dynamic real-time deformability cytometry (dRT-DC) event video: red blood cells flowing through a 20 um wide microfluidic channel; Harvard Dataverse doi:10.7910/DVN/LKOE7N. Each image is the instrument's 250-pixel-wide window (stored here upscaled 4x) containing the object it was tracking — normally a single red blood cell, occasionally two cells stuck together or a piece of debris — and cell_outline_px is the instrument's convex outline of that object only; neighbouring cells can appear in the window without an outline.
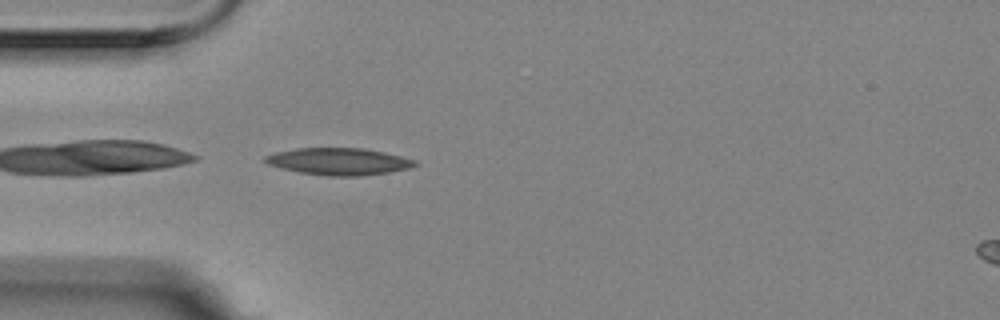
{"species": "Egyptian fruit bat (a non-hibernating species)", "species_latin": "Rousettus aegyptiacus", "temperature_condition": "room temperature", "stored_images_in_passage": 3, "camera_frame_rate_fps": 3000, "um_per_image_px": 0.085, "animal": {"sex": "female"}, "frame": {"image": 1, "passage_image": 3, "time_ms": 0.667, "image_size_px": [1000, 320], "cell_outline_px": [[420, 164], [408, 168], [388, 172], [360, 176], [328, 176], [300, 172], [280, 168], [268, 164], [264, 160], [264, 156], [276, 152], [296, 148], [360, 148], [384, 152], [416, 160]], "centroid_in_image_um": [28.79, 13.72], "position_along_channel_um": 56.2, "area_um2": 23.47}}